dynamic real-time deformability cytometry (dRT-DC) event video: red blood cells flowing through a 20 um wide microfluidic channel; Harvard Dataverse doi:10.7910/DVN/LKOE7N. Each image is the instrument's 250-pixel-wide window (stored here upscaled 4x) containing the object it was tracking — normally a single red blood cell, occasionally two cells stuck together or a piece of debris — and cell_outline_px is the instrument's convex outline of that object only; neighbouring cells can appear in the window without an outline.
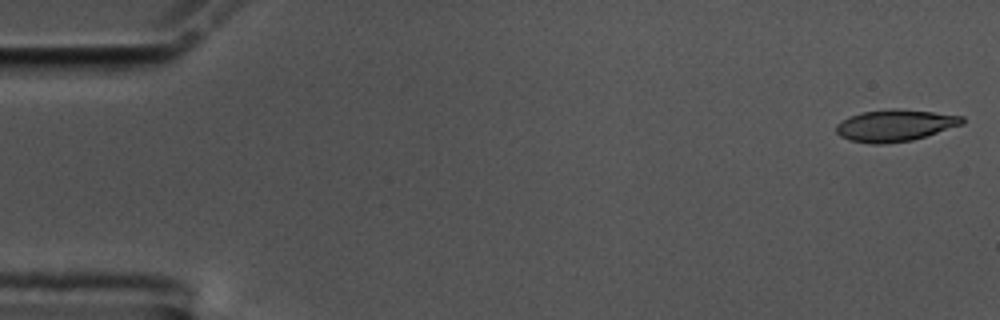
{"species": "common noctule bat (a hibernating species)", "species_latin": "Nyctalus noctula", "temperature_condition": "cold", "stored_images_in_passage": 12, "camera_frame_rate_fps": 3000, "um_per_image_px": 0.085, "animal": {"sex": "male", "body_mass_g": 17.5, "forearm_length_mm": 52.3}, "frame": {"image": 1, "passage_image": 1, "time_ms": 0.0, "image_size_px": [1000, 320], "cell_outline_px": [[964, 124], [912, 140], [884, 144], [872, 144], [848, 140], [840, 136], [836, 132], [836, 124], [848, 116], [860, 112], [888, 108], [900, 108], [964, 116]], "centroid_in_image_um": [76.04, 10.65], "position_along_channel_um": 9.0, "area_um2": 23.58}}